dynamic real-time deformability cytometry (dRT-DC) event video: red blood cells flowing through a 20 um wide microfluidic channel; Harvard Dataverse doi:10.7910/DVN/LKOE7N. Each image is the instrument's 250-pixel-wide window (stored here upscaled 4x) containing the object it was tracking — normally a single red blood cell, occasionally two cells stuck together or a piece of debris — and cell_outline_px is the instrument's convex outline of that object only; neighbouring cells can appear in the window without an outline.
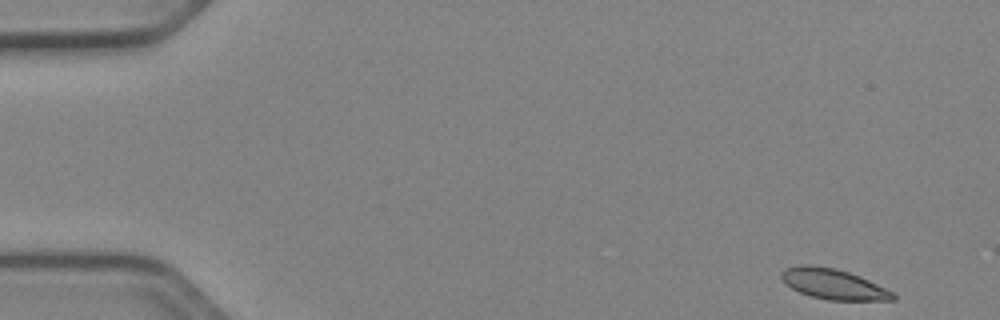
{"species": "Egyptian fruit bat (a non-hibernating species)", "species_latin": "Rousettus aegyptiacus", "temperature_condition": "cold", "stored_images_in_passage": 50, "camera_frame_rate_fps": 3000, "um_per_image_px": 0.085, "animal": {"sex": "female"}, "frame": {"image": 1, "passage_image": 1, "time_ms": 0.0, "image_size_px": [1000, 320], "cell_outline_px": [[896, 300], [828, 300], [808, 296], [792, 288], [780, 276], [780, 272], [784, 268], [800, 264], [808, 264], [836, 268], [860, 276], [892, 292], [896, 296]], "centroid_in_image_um": [70.8, 24.14], "position_along_channel_um": 14.2, "area_um2": 19.71}}
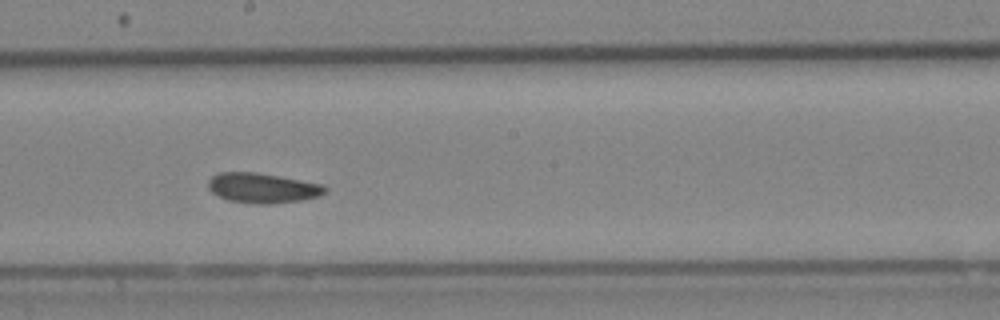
{"frame": {"image": 2, "passage_image": 27, "time_ms": 8.667, "image_size_px": [1000, 320], "cell_outline_px": [[328, 188], [320, 196], [300, 200], [264, 204], [256, 204], [228, 200], [216, 196], [208, 188], [208, 180], [212, 176], [220, 172], [256, 172], [324, 184]], "centroid_in_image_um": [22.29, 15.97], "position_along_channel_um": 225.9, "area_um2": 20.4}}
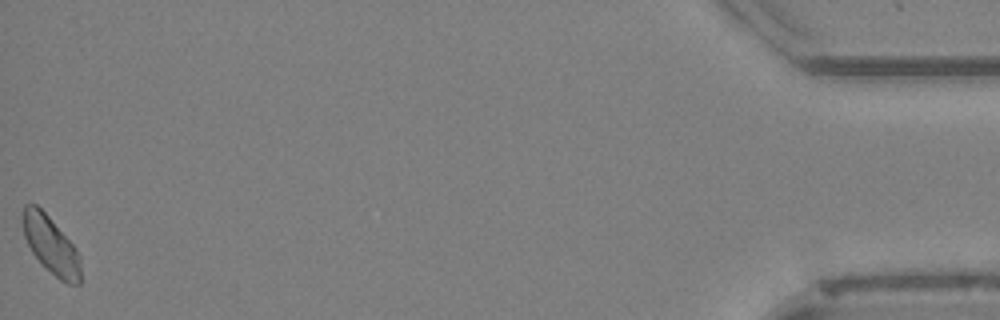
{"frame": {"image": 3, "passage_image": 50, "time_ms": 16.333, "image_size_px": [1000, 320], "cell_outline_px": [[80, 284], [68, 284], [60, 280], [32, 252], [24, 236], [24, 204], [36, 204], [48, 216], [76, 248], [80, 256]], "centroid_in_image_um": [4.36, 20.84], "position_along_channel_um": 430.8, "area_um2": 18.73}, "authors_computed_cell_mechanics": {"area_um2": 19.9121, "velocity_mm_per_s": 3.9017, "shape_relaxation_time_tau1_ms": 4.2147, "shape_relaxation_time_tau2_ms": null, "deformation_change_tau1": 0.0577, "deformation_change_tau2": null}}